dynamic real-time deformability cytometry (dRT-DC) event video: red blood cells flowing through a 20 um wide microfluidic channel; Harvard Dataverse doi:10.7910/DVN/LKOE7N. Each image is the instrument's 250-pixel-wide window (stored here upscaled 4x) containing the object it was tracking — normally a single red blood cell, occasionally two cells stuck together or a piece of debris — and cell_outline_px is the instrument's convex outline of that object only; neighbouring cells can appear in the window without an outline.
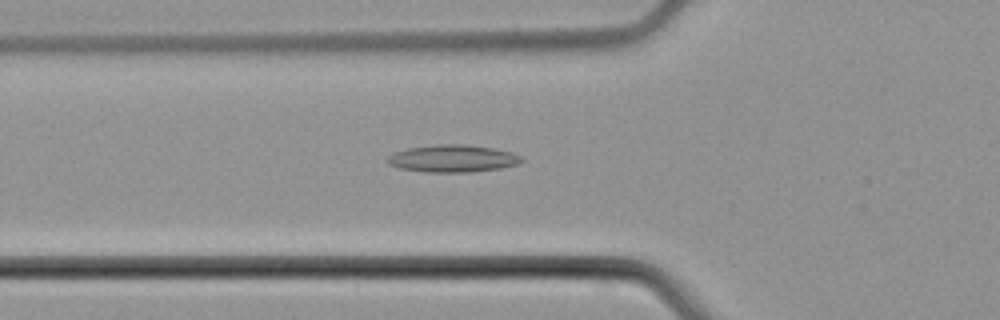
{"species": "common noctule bat (a hibernating species)", "species_latin": "Nyctalus noctula", "temperature_condition": "cold", "stored_images_in_passage": 51, "segment_of_instrument_passage": [1, 2], "camera_frame_rate_fps": 3000, "um_per_image_px": 0.085, "animal": {"sex": "male", "body_mass_g": 21.5, "forearm_length_mm": 52.0}, "frame": {"image": 1, "passage_image": 18, "time_ms": 5.667, "image_size_px": [1000, 320], "cell_outline_px": [[524, 160], [516, 164], [500, 168], [472, 172], [424, 172], [400, 168], [388, 164], [388, 156], [392, 152], [408, 148], [436, 144], [464, 144], [492, 148], [512, 152], [520, 156]], "centroid_in_image_um": [38.45, 13.47], "position_along_channel_um": 87.3, "area_um2": 21.33}}
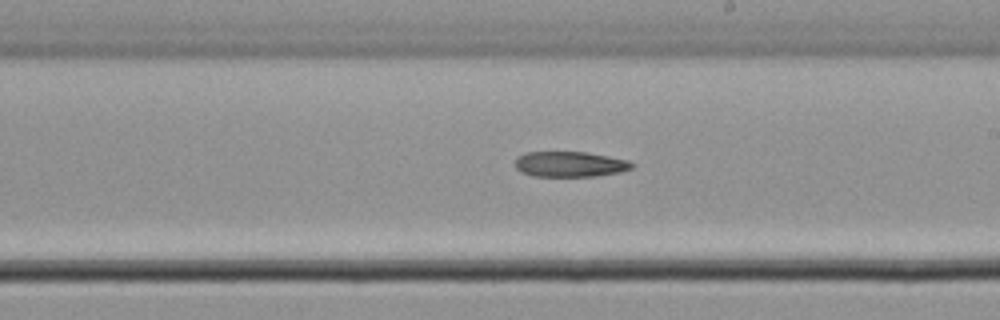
{"frame": {"image": 2, "passage_image": 29, "time_ms": 9.333, "image_size_px": [1000, 320], "cell_outline_px": [[636, 164], [632, 168], [620, 172], [596, 176], [532, 176], [520, 172], [516, 168], [516, 156], [524, 152], [588, 152], [628, 160]], "centroid_in_image_um": [48.44, 13.95], "position_along_channel_um": 240.6, "area_um2": 17.46}}
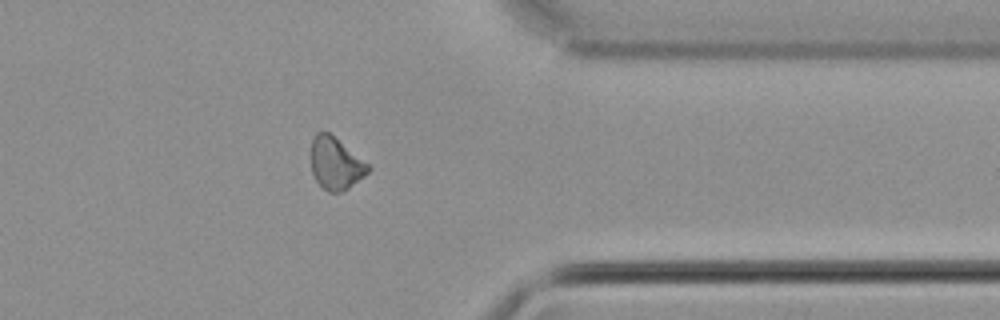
{"frame": {"image": 3, "passage_image": 40, "time_ms": 13.0, "image_size_px": [1000, 320], "cell_outline_px": [[372, 168], [364, 176], [348, 188], [340, 192], [328, 192], [316, 180], [312, 172], [312, 136], [316, 132], [328, 132], [368, 164]], "centroid_in_image_um": [28.52, 13.9], "position_along_channel_um": 382.9, "area_um2": 16.94}}